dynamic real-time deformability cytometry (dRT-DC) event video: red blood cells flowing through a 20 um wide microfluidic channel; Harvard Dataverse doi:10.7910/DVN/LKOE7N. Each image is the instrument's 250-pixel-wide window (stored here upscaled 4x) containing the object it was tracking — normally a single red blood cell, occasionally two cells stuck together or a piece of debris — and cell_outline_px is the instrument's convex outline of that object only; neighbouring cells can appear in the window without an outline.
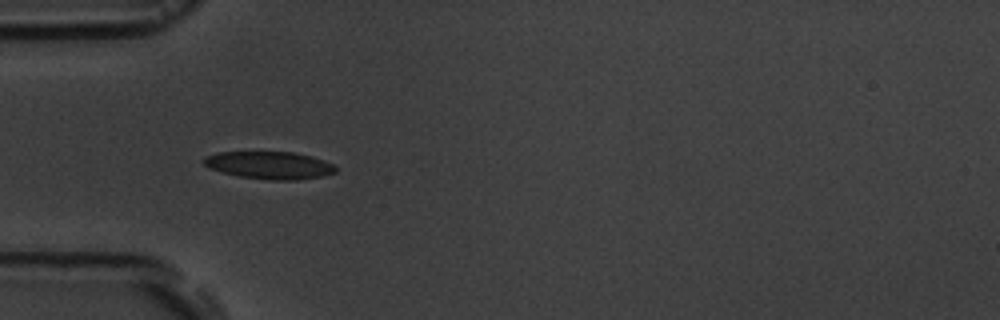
{"species": "common noctule bat (a hibernating species)", "species_latin": "Nyctalus noctula", "temperature_condition": "room temperature", "stored_images_in_passage": 39, "camera_frame_rate_fps": 3000, "um_per_image_px": 0.085, "animal": {"sex": "male", "body_mass_g": 19.5, "forearm_length_mm": 54.6}, "frame": {"image": 1, "passage_image": 1, "time_ms": 0.0, "image_size_px": [1000, 320], "cell_outline_px": [[336, 172], [324, 176], [296, 180], [268, 180], [240, 176], [208, 168], [200, 160], [204, 156], [216, 152], [292, 152], [312, 156], [324, 160], [332, 164], [336, 168]], "centroid_in_image_um": [22.88, 14.04], "position_along_channel_um": 62.1, "area_um2": 21.27}}
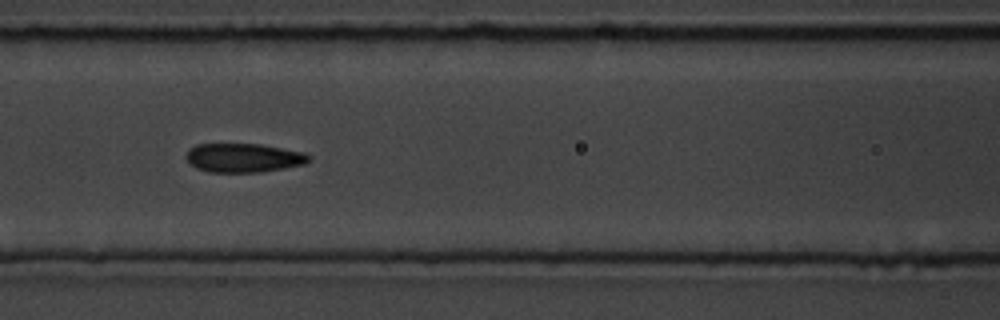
{"frame": {"image": 2, "passage_image": 8, "time_ms": 2.333, "image_size_px": [1000, 320], "cell_outline_px": [[312, 160], [304, 164], [284, 168], [260, 172], [208, 172], [196, 168], [184, 156], [188, 148], [196, 144], [260, 144], [304, 152], [312, 156]], "centroid_in_image_um": [20.7, 13.41], "position_along_channel_um": 145.9, "area_um2": 20.87}}
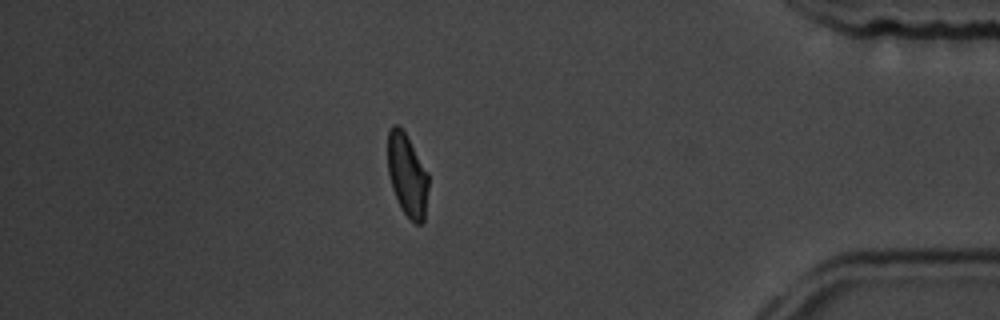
{"frame": {"image": 3, "passage_image": 32, "time_ms": 10.333, "image_size_px": [1000, 320], "cell_outline_px": [[428, 188], [424, 220], [420, 224], [416, 224], [400, 208], [392, 188], [388, 172], [388, 128], [392, 124], [396, 124], [404, 132], [428, 172]], "centroid_in_image_um": [34.6, 14.88], "position_along_channel_um": 400.6, "area_um2": 19.42}, "authors_computed_cell_mechanics": {"area_um2": 20.7502, "velocity_mm_per_s": 3.6732, "shape_relaxation_time_tau1_ms": 5.4078, "shape_relaxation_time_tau2_ms": 1.6289, "deformation_change_tau1": 0.1259, "deformation_change_tau2": 0.0446}}